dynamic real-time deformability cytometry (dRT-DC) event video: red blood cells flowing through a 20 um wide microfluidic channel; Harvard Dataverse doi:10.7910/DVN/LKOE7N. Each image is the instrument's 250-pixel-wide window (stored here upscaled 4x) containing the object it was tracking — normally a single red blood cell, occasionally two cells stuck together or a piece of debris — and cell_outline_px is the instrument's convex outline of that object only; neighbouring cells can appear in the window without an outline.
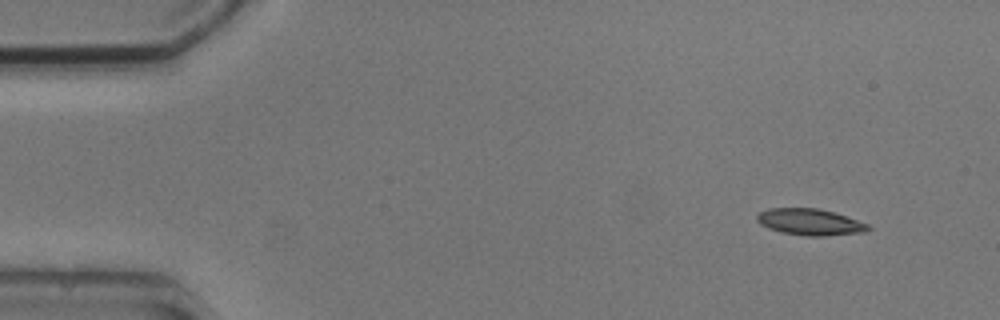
{"species": "common noctule bat (a hibernating species)", "species_latin": "Nyctalus noctula", "temperature_condition": "cold", "stored_images_in_passage": 4, "camera_frame_rate_fps": 3000, "um_per_image_px": 0.085, "animal": {"sex": "male", "body_mass_g": 20.5, "forearm_length_mm": 52.5}, "frame": {"image": 1, "passage_image": 1, "time_ms": 0.0, "image_size_px": [1000, 320], "cell_outline_px": [[872, 228], [864, 232], [824, 236], [808, 236], [780, 232], [768, 228], [760, 224], [756, 220], [756, 216], [760, 212], [768, 208], [816, 208], [832, 212], [868, 224]], "centroid_in_image_um": [68.81, 18.87], "position_along_channel_um": 16.2, "area_um2": 16.99}}